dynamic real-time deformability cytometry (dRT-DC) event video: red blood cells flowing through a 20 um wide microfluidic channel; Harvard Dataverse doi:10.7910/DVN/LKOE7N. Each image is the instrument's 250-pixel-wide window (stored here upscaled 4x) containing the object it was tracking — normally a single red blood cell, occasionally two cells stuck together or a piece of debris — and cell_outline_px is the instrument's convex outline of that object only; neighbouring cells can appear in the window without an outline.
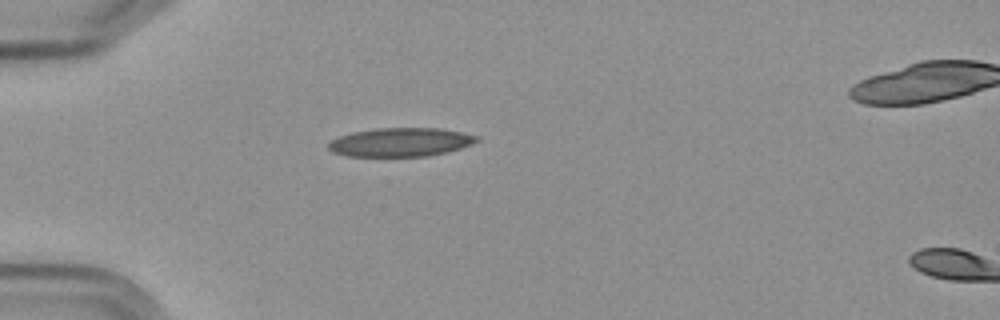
{"species": "Egyptian fruit bat (a non-hibernating species)", "species_latin": "Rousettus aegyptiacus", "temperature_condition": "cold", "stored_images_in_passage": 5, "camera_frame_rate_fps": 3000, "um_per_image_px": 0.085, "frame": {"image": 1, "passage_image": 4, "time_ms": 3.667, "image_size_px": [1000, 320], "cell_outline_px": [[480, 140], [472, 144], [448, 152], [428, 156], [344, 156], [332, 152], [328, 148], [328, 144], [332, 140], [340, 136], [352, 132], [376, 128], [440, 128], [480, 136]], "centroid_in_image_um": [34.06, 12.08], "position_along_channel_um": 50.9, "area_um2": 24.91}}